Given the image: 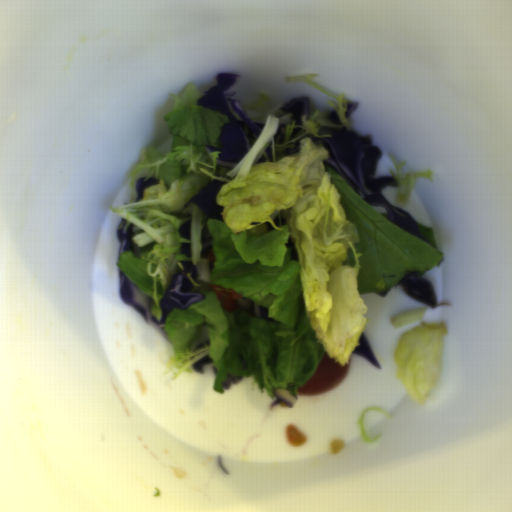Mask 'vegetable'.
I'll return each instance as SVG.
<instances>
[{
    "mask_svg": "<svg viewBox=\"0 0 512 512\" xmlns=\"http://www.w3.org/2000/svg\"><path fill=\"white\" fill-rule=\"evenodd\" d=\"M430 307L413 309L391 319L397 326L419 322L402 333L395 347L398 377L413 402L425 407L443 367L444 344L448 334L444 322L428 324L424 315Z\"/></svg>",
    "mask_w": 512,
    "mask_h": 512,
    "instance_id": "obj_2",
    "label": "vegetable"
},
{
    "mask_svg": "<svg viewBox=\"0 0 512 512\" xmlns=\"http://www.w3.org/2000/svg\"><path fill=\"white\" fill-rule=\"evenodd\" d=\"M316 73L284 77L304 82L337 99L328 100L341 124L319 120L318 110L301 125L292 114L280 111L284 101L266 107L268 96L257 94L242 105L247 115L265 124L256 139L247 137L249 150L232 169L217 166L222 147V127L230 123L220 110L204 108L197 101L216 85L217 77L203 88L186 85L164 118L171 147L160 156L152 146L140 151L131 176L128 204L108 206L134 225L131 238L141 257L122 251L116 260L126 277L154 299L151 312L161 320L160 299L173 276L192 261L198 272L193 288L205 294L201 302L184 310L173 308L163 325L175 352L163 370L171 382L181 373L193 372L192 364L209 354L216 366L214 390L224 395L227 375L253 376L260 394L275 399L286 389L296 399L298 388L311 379L326 353L339 365L349 364L367 319L368 305L360 296L401 285L411 271L440 267L432 228L419 225L426 241L399 227L366 202L325 163L330 153L311 138H301L294 153L276 151L294 147L300 136L318 134L321 128L345 127L348 100L333 94L312 78ZM286 125L285 138L274 135ZM302 131L289 140L292 129ZM331 138V137H330ZM141 175L160 179L159 185L137 196ZM145 179V180H146ZM228 182L217 193L225 207L222 222L208 217L194 203L184 206L208 181ZM286 218L278 227L275 216ZM277 230H267L265 222ZM291 236L299 260H291L285 247ZM213 237L211 250L217 261L209 274V261L201 256L202 238ZM211 283L232 288L241 297L268 307L269 317L259 319L237 309H223ZM208 325L210 344L188 351V342L199 327Z\"/></svg>",
    "mask_w": 512,
    "mask_h": 512,
    "instance_id": "obj_1",
    "label": "vegetable"
},
{
    "mask_svg": "<svg viewBox=\"0 0 512 512\" xmlns=\"http://www.w3.org/2000/svg\"><path fill=\"white\" fill-rule=\"evenodd\" d=\"M388 154L392 157V160L395 165V169H391V174L393 178L396 180L397 185L396 187V203L399 204H408L409 196L412 192L413 187V181L414 178H426L430 182L433 183V178L431 171L428 170H417L415 172H412L410 174L405 175L401 168L403 165H405V160H397V158L391 153L389 150Z\"/></svg>",
    "mask_w": 512,
    "mask_h": 512,
    "instance_id": "obj_3",
    "label": "vegetable"
}]
</instances>
